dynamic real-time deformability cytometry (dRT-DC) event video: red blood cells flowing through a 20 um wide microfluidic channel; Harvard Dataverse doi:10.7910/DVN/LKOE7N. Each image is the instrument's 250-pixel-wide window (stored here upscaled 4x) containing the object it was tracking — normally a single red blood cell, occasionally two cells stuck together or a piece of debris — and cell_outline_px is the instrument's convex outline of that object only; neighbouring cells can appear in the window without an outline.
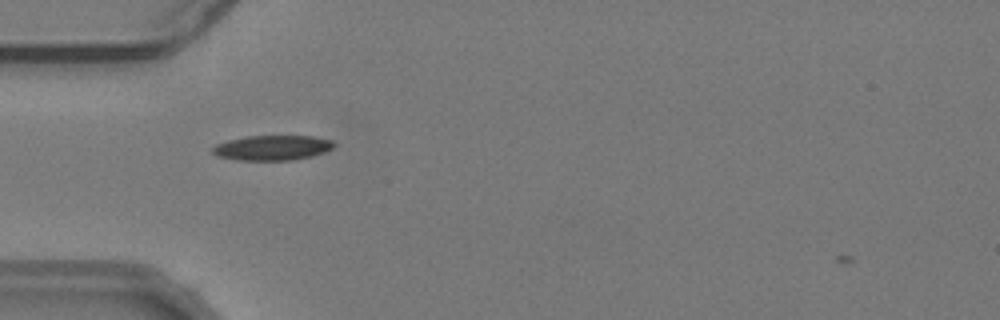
{"species": "common noctule bat (a hibernating species)", "species_latin": "Nyctalus noctula", "temperature_condition": "warm", "stored_images_in_passage": 43, "camera_frame_rate_fps": 3000, "um_per_image_px": 0.085, "animal": {"sex": "male", "body_mass_g": 19.2, "forearm_length_mm": 51.8}, "frame": {"image": 1, "passage_image": 5, "time_ms": 1.333, "image_size_px": [1000, 320], "cell_outline_px": [[336, 144], [332, 148], [324, 152], [312, 156], [292, 160], [236, 160], [216, 156], [212, 152], [212, 148], [216, 144], [228, 140], [244, 136], [312, 136], [332, 140]], "centroid_in_image_um": [23.13, 12.56], "position_along_channel_um": 61.9, "area_um2": 17.74}}
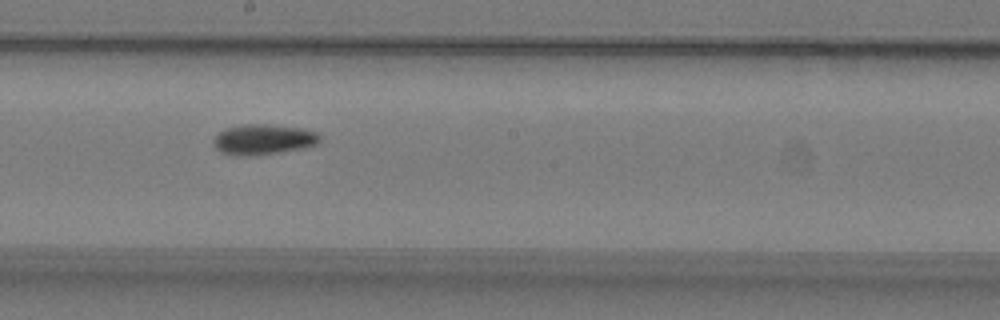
{"frame": {"image": 2, "passage_image": 18, "time_ms": 5.667, "image_size_px": [1000, 320], "cell_outline_px": [[320, 140], [316, 144], [300, 148], [280, 152], [220, 152], [212, 144], [216, 136], [220, 132], [228, 128], [244, 124], [264, 124], [300, 128], [316, 132], [320, 136]], "centroid_in_image_um": [22.43, 11.79], "position_along_channel_um": 225.8, "area_um2": 17.51}}
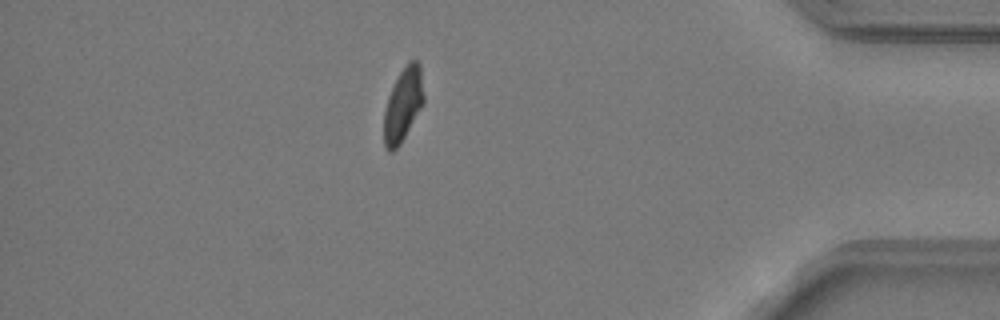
{"frame": {"image": 3, "passage_image": 35, "time_ms": 11.333, "image_size_px": [1000, 320], "cell_outline_px": [[424, 104], [400, 144], [392, 152], [388, 152], [384, 144], [384, 112], [388, 96], [400, 72], [408, 60], [416, 60], [420, 64], [424, 96]], "centroid_in_image_um": [34.27, 8.89], "position_along_channel_um": 400.9, "area_um2": 17.05}}